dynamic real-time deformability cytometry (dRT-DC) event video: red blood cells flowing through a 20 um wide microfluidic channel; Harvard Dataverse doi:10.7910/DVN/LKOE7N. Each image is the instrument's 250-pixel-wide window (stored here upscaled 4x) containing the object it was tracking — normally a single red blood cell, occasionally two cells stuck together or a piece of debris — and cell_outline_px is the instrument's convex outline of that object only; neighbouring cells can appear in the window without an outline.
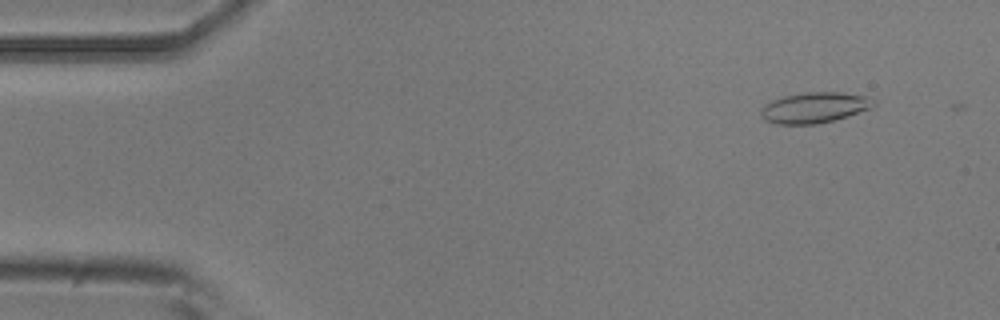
{"species": "common noctule bat (a hibernating species)", "species_latin": "Nyctalus noctula", "temperature_condition": "room temperature", "stored_images_in_passage": 3, "camera_frame_rate_fps": 3000, "um_per_image_px": 0.085, "animal": {"sex": "male", "body_mass_g": 20.5, "forearm_length_mm": 52.5}, "frame": {"image": 1, "passage_image": 2, "time_ms": 1.0, "image_size_px": [1000, 320], "cell_outline_px": [[876, 104], [872, 108], [848, 116], [816, 124], [776, 124], [764, 120], [760, 116], [760, 108], [764, 104], [772, 100], [784, 96], [804, 92], [840, 92], [864, 96], [876, 100]], "centroid_in_image_um": [69.2, 9.14], "position_along_channel_um": 15.8, "area_um2": 20.29}}